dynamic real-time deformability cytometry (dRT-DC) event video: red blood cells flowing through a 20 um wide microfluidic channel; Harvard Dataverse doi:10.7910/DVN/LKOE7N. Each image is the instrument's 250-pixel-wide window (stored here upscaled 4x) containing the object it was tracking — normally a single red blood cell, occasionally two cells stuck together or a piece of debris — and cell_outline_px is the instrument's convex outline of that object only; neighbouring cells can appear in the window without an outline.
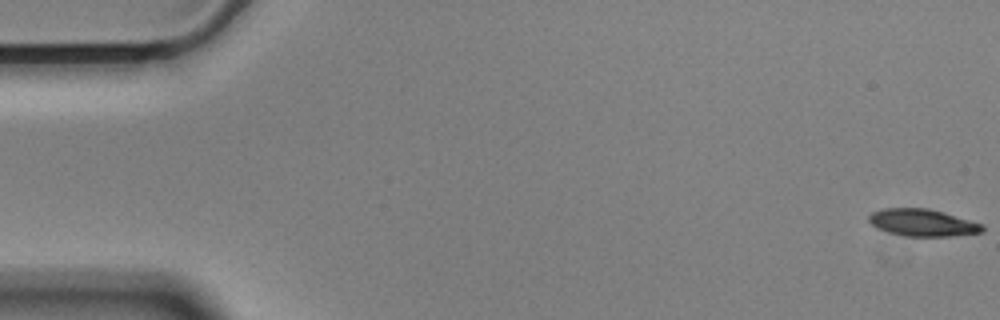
{"species": "Egyptian fruit bat (a non-hibernating species)", "species_latin": "Rousettus aegyptiacus", "temperature_condition": "cold", "stored_images_in_passage": 57, "camera_frame_rate_fps": 3000, "um_per_image_px": 0.085, "animal": {"sex": "male"}, "frame": {"image": 1, "passage_image": 1, "time_ms": 0.0, "image_size_px": [1000, 320], "cell_outline_px": [[984, 228], [980, 232], [948, 236], [904, 236], [888, 232], [876, 228], [868, 220], [868, 216], [872, 212], [884, 208], [928, 208], [944, 212], [984, 224]], "centroid_in_image_um": [78.39, 18.92], "position_along_channel_um": 6.6, "area_um2": 17.92}}
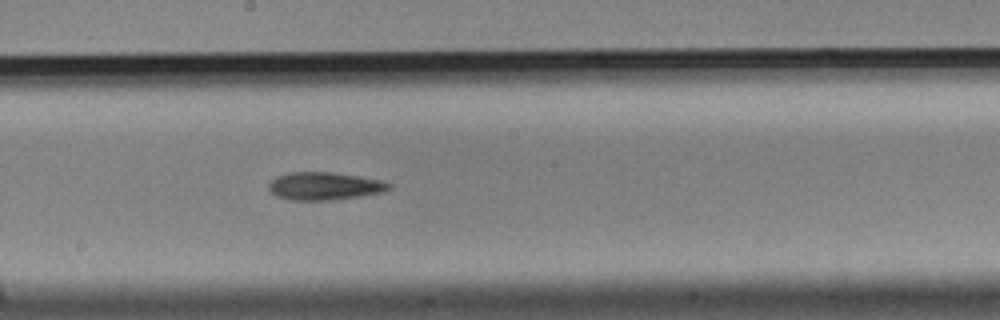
{"frame": {"image": 2, "passage_image": 31, "time_ms": 10.0, "image_size_px": [1000, 320], "cell_outline_px": [[392, 188], [384, 192], [360, 196], [332, 200], [292, 200], [276, 196], [268, 192], [268, 184], [276, 176], [288, 172], [332, 172], [384, 180], [392, 184]], "centroid_in_image_um": [27.58, 15.81], "position_along_channel_um": 220.6, "area_um2": 19.77}}
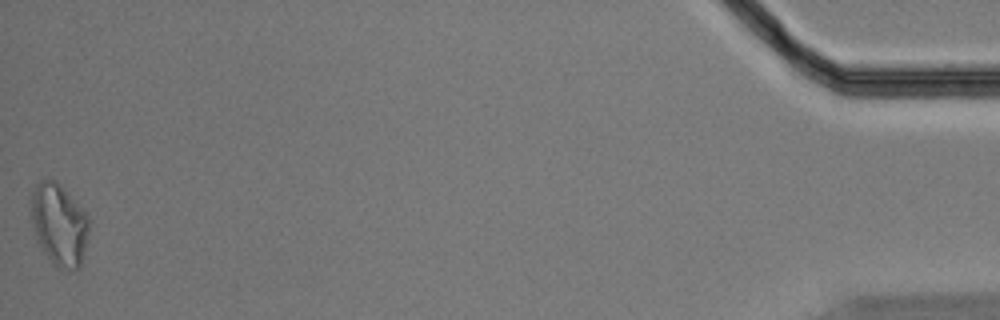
{"frame": {"image": 3, "passage_image": 57, "time_ms": 18.667, "image_size_px": [1000, 320], "cell_outline_px": [[88, 232], [80, 264], [76, 272], [56, 268], [52, 264], [40, 248], [36, 236], [32, 220], [32, 192], [36, 184], [40, 180], [56, 180], [60, 184], [88, 216]], "centroid_in_image_um": [5.01, 19.13], "position_along_channel_um": 430.2, "area_um2": 27.34}, "authors_computed_cell_mechanics": {"area_um2": 19.3052, "velocity_mm_per_s": 3.5342, "shape_relaxation_time_tau1_ms": 10.0243, "shape_relaxation_time_tau2_ms": null, "deformation_change_tau1": 0.2061, "deformation_change_tau2": null}}